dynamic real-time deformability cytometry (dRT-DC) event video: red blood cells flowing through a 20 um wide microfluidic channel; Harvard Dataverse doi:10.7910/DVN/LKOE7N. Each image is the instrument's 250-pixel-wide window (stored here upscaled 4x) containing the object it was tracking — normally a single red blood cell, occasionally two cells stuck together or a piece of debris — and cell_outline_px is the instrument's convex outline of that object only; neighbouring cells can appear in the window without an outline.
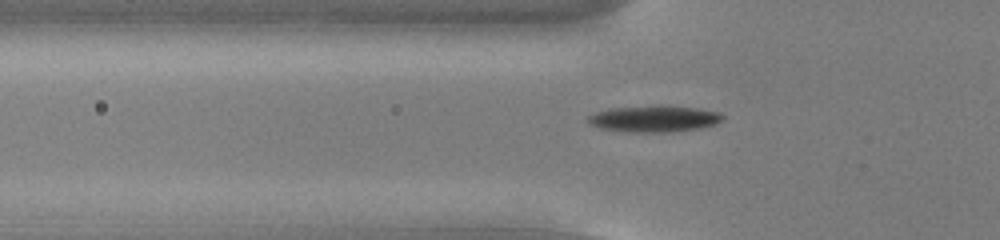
{"species": "common noctule bat (a hibernating species)", "species_latin": "Nyctalus noctula", "temperature_condition": "cold", "stored_images_in_passage": 55, "camera_frame_rate_fps": 3000, "um_per_image_px": 0.085, "animal": {"sex": "male", "body_mass_g": 13.0, "forearm_length_mm": 53.1}, "frame": {"image": 1, "passage_image": 19, "time_ms": 6.0, "image_size_px": [1000, 240], "cell_outline_px": [[724, 120], [716, 124], [700, 128], [672, 132], [632, 132], [600, 128], [592, 124], [588, 120], [588, 116], [596, 112], [612, 108], [660, 104], [700, 108], [720, 112], [724, 116]], "centroid_in_image_um": [55.69, 10.07], "position_along_channel_um": 70.1, "area_um2": 21.04}}
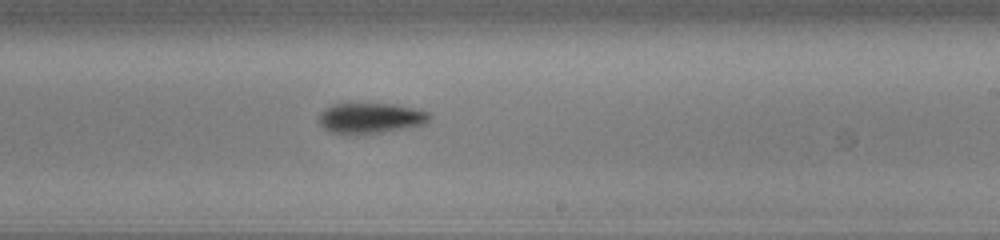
{"frame": {"image": 2, "passage_image": 34, "time_ms": 11.0, "image_size_px": [1000, 240], "cell_outline_px": [[432, 116], [424, 124], [384, 132], [332, 132], [324, 128], [320, 124], [320, 112], [324, 108], [332, 104], [348, 100], [396, 104], [428, 112]], "centroid_in_image_um": [31.46, 9.95], "position_along_channel_um": 257.5, "area_um2": 19.94}}
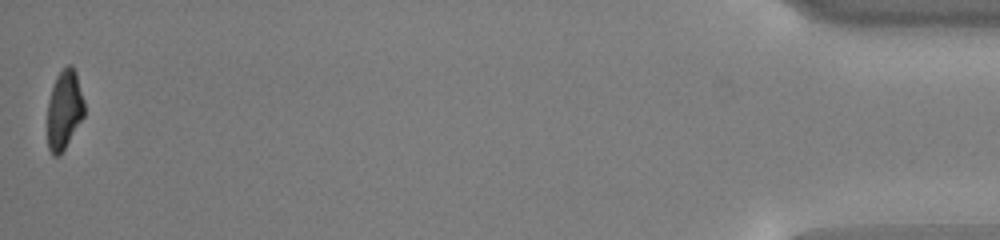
{"frame": {"image": 3, "passage_image": 55, "time_ms": 18.0, "image_size_px": [1000, 240], "cell_outline_px": [[84, 116], [60, 156], [52, 156], [48, 148], [48, 100], [56, 76], [68, 64], [72, 64], [76, 72], [84, 100]], "centroid_in_image_um": [5.46, 9.33], "position_along_channel_um": 429.7, "area_um2": 17.05}, "authors_computed_cell_mechanics": {"area_um2": 18.9006, "velocity_mm_per_s": 3.7641, "shape_relaxation_time_tau1_ms": 2.1511, "shape_relaxation_time_tau2_ms": null, "deformation_change_tau1": 0.1324, "deformation_change_tau2": null}}